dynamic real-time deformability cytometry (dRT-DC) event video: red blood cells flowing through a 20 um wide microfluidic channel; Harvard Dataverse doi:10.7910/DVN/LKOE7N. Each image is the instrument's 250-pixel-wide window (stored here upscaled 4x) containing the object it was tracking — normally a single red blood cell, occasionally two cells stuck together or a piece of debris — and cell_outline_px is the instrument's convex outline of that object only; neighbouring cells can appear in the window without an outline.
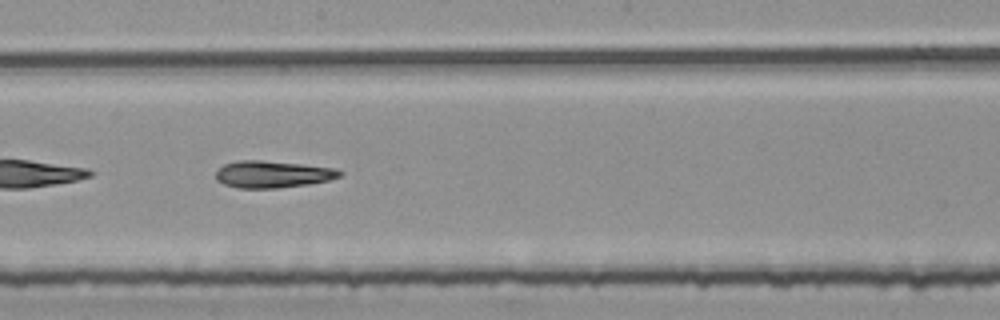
{"species": "common noctule bat (a hibernating species)", "species_latin": "Nyctalus noctula", "temperature_condition": "room temperature", "stored_images_in_passage": 30, "camera_frame_rate_fps": 3000, "um_per_image_px": 0.085, "animal": {"sex": "female", "body_mass_g": 25.1}, "frame": {"image": 1, "passage_image": 13, "time_ms": 4.0, "image_size_px": [1000, 320], "cell_outline_px": [[344, 176], [328, 180], [308, 184], [276, 188], [240, 188], [224, 184], [216, 180], [216, 172], [224, 164], [240, 160], [260, 160], [300, 164], [336, 168], [344, 172]], "centroid_in_image_um": [23.2, 14.81], "position_along_channel_um": 225.0, "area_um2": 19.42}}